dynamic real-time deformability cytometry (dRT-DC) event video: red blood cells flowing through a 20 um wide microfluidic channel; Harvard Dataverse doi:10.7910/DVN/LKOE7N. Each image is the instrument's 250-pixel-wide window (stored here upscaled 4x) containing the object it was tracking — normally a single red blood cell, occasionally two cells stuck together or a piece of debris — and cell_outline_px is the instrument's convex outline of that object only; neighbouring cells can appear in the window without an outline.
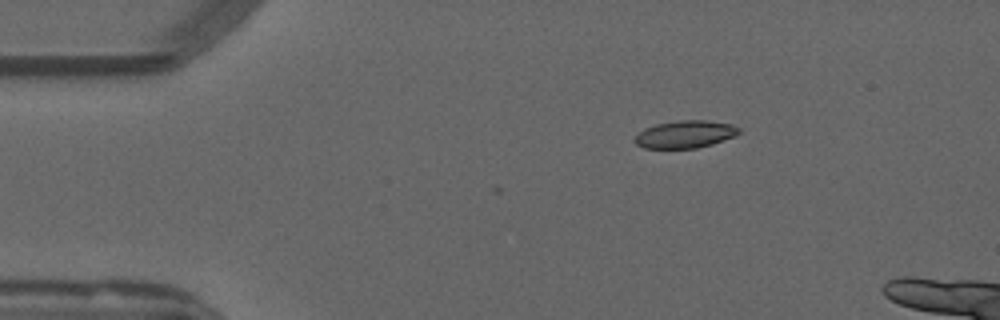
{"species": "common noctule bat (a hibernating species)", "species_latin": "Nyctalus noctula", "temperature_condition": "warm", "stored_images_in_passage": 8, "camera_frame_rate_fps": 3000, "um_per_image_px": 0.085, "animal": {"sex": "male", "forearm_length_mm": 52.5}, "frame": {"image": 1, "passage_image": 1, "time_ms": 0.0, "image_size_px": [1000, 320], "cell_outline_px": [[740, 132], [736, 136], [712, 144], [696, 148], [644, 148], [636, 144], [632, 140], [644, 128], [656, 124], [680, 120], [704, 120], [732, 124], [740, 128]], "centroid_in_image_um": [58.24, 11.41], "position_along_channel_um": 26.8, "area_um2": 16.7}}